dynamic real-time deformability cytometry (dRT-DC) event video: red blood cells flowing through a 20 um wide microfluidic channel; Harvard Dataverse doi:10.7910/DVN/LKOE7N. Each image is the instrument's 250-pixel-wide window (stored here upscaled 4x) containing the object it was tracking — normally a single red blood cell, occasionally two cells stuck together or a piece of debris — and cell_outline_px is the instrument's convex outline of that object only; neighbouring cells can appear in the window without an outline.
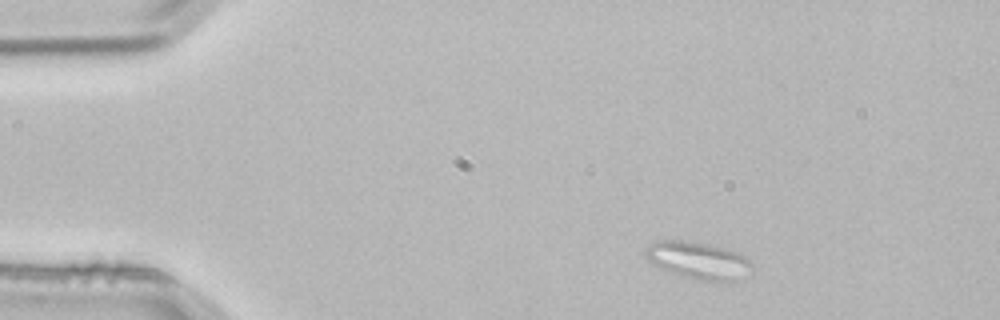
{"species": "common noctule bat (a hibernating species)", "species_latin": "Nyctalus noctula", "temperature_condition": "room temperature", "stored_images_in_passage": 2, "camera_frame_rate_fps": 3000, "um_per_image_px": 0.085, "animal": {"sex": "male", "body_mass_g": 21.5, "forearm_length_mm": 52.0}, "frame": {"image": 1, "passage_image": 1, "time_ms": 0.0, "image_size_px": [1000, 320], "cell_outline_px": [[752, 268], [736, 280], [728, 284], [720, 284], [680, 276], [648, 260], [644, 252], [644, 248], [648, 244], [656, 240], [684, 240], [708, 244], [724, 248], [736, 252], [744, 256], [752, 264]], "centroid_in_image_um": [59.35, 22.15], "position_along_channel_um": 25.7, "area_um2": 23.24}}